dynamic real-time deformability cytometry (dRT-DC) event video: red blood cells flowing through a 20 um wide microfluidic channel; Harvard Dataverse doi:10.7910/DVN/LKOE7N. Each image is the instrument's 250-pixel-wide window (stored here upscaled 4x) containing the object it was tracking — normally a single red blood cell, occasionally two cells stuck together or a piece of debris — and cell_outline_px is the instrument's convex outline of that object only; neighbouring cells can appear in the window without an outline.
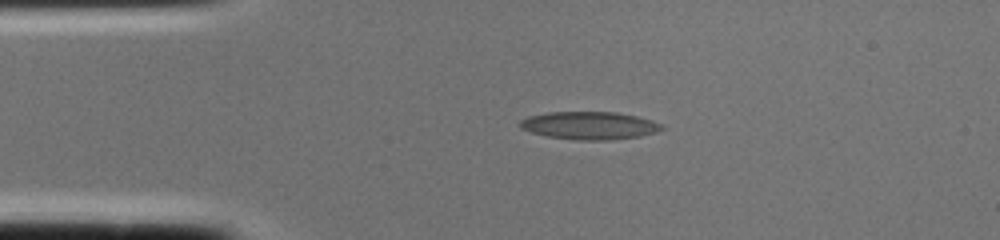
{"species": "common noctule bat (a hibernating species)", "species_latin": "Nyctalus noctula", "temperature_condition": "cold", "stored_images_in_passage": 1, "camera_frame_rate_fps": 3000, "um_per_image_px": 0.085, "animal": {"sex": "female", "body_mass_g": 22.0, "forearm_length_mm": 56.7}, "frame": {"image": 1, "passage_image": 1, "time_ms": 0.0, "image_size_px": [1000, 240], "cell_outline_px": [[664, 128], [656, 132], [640, 136], [608, 140], [576, 140], [548, 136], [532, 132], [520, 128], [520, 120], [528, 116], [548, 112], [616, 112], [636, 116], [652, 120], [660, 124]], "centroid_in_image_um": [50.09, 10.66], "position_along_channel_um": 34.9, "area_um2": 22.83}}